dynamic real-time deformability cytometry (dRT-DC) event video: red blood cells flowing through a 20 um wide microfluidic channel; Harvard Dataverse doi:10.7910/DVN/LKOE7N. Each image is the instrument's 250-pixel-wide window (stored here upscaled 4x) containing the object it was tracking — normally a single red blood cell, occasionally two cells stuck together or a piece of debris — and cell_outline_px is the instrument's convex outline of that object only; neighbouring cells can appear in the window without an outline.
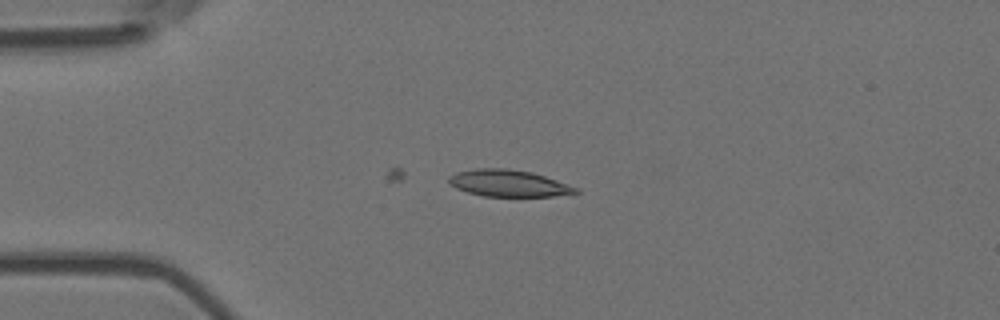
{"species": "Egyptian fruit bat (a non-hibernating species)", "species_latin": "Rousettus aegyptiacus", "temperature_condition": "room temperature", "stored_images_in_passage": 4, "camera_frame_rate_fps": 3000, "um_per_image_px": 0.085, "animal": {"sex": "female"}, "frame": {"image": 1, "passage_image": 3, "time_ms": 0.667, "image_size_px": [1000, 320], "cell_outline_px": [[580, 192], [552, 196], [484, 196], [468, 192], [456, 188], [448, 184], [448, 176], [456, 172], [476, 168], [508, 168], [532, 172], [556, 180], [576, 188]], "centroid_in_image_um": [43.15, 15.56], "position_along_channel_um": 41.8, "area_um2": 19.65}}